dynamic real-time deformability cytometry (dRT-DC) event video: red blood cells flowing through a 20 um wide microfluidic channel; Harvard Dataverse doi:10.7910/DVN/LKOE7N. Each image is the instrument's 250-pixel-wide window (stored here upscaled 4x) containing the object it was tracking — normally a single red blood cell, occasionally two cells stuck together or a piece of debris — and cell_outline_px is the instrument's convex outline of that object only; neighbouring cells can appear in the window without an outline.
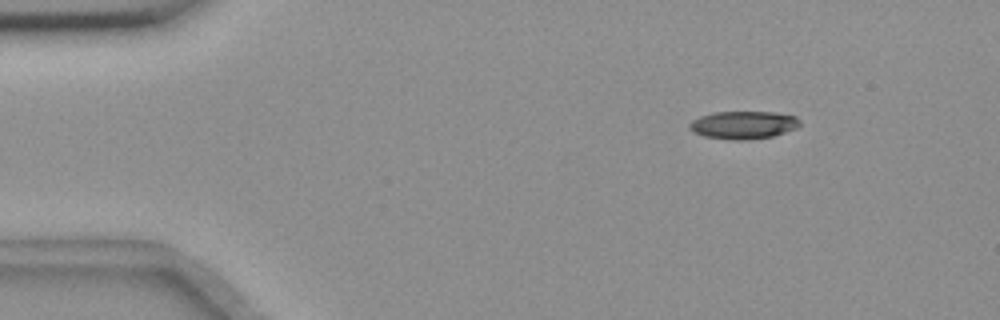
{"species": "common noctule bat (a hibernating species)", "species_latin": "Nyctalus noctula", "temperature_condition": "room temperature", "stored_images_in_passage": 49, "camera_frame_rate_fps": 3000, "um_per_image_px": 0.085, "animal": {"sex": "female", "body_mass_g": 18.4}, "frame": {"image": 1, "passage_image": 1, "time_ms": 0.0, "image_size_px": [1000, 320], "cell_outline_px": [[800, 124], [796, 128], [772, 136], [744, 140], [736, 140], [704, 136], [688, 128], [688, 124], [692, 120], [700, 116], [712, 112], [772, 112], [796, 116], [800, 120]], "centroid_in_image_um": [63.17, 10.61], "position_along_channel_um": 21.8, "area_um2": 17.74}}
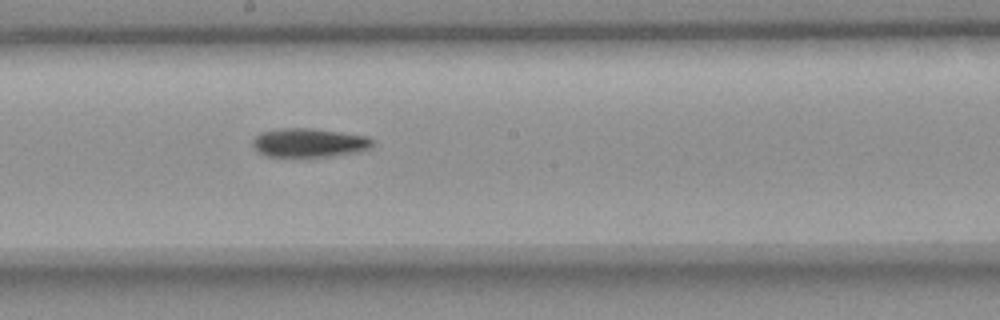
{"frame": {"image": 2, "passage_image": 24, "time_ms": 7.667, "image_size_px": [1000, 320], "cell_outline_px": [[372, 144], [368, 148], [356, 152], [332, 156], [268, 156], [260, 152], [252, 144], [252, 140], [260, 132], [280, 128], [312, 128], [368, 136], [372, 140]], "centroid_in_image_um": [26.26, 12.11], "position_along_channel_um": 221.9, "area_um2": 19.88}}
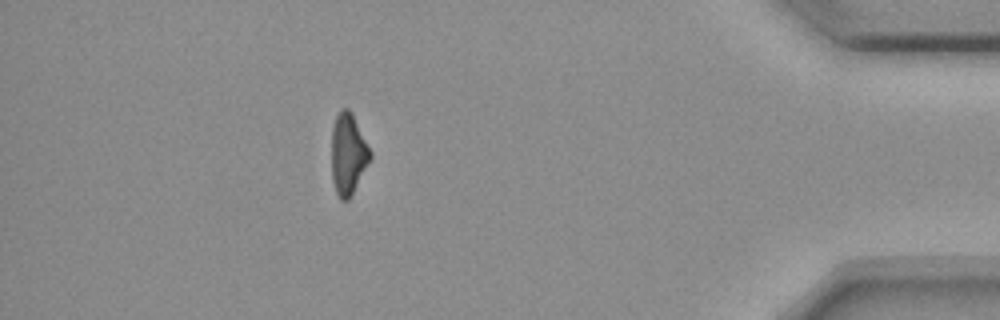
{"frame": {"image": 3, "passage_image": 43, "time_ms": 14.0, "image_size_px": [1000, 320], "cell_outline_px": [[372, 156], [348, 200], [340, 200], [336, 192], [332, 180], [332, 128], [336, 116], [340, 108], [348, 108], [352, 112], [372, 152]], "centroid_in_image_um": [29.58, 13.05], "position_along_channel_um": 405.6, "area_um2": 18.21}, "authors_computed_cell_mechanics": {"area_um2": 19.363, "velocity_mm_per_s": 3.6661, "shape_relaxation_time_tau1_ms": 6.0041, "shape_relaxation_time_tau2_ms": null, "deformation_change_tau1": 0.1604, "deformation_change_tau2": null}}